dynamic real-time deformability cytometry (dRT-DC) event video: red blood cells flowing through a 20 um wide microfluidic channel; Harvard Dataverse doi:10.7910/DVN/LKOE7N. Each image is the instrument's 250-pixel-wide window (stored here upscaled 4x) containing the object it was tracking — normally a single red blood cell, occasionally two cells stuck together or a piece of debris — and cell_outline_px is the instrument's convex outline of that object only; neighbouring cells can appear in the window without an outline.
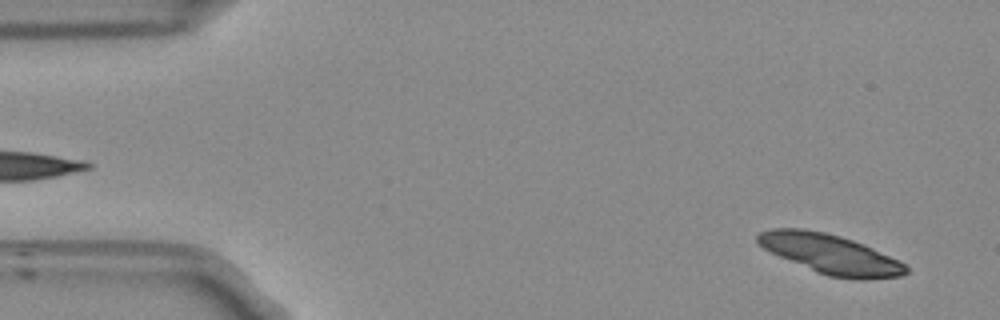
{"species": "Egyptian fruit bat (a non-hibernating species)", "species_latin": "Rousettus aegyptiacus", "temperature_condition": "room temperature", "stored_images_in_passage": 54, "segment_of_instrument_passage": [1, 2], "camera_frame_rate_fps": 3000, "um_per_image_px": 0.085, "frame": {"image": 1, "passage_image": 3, "time_ms": 0.667, "image_size_px": [1000, 320], "cell_outline_px": [[908, 272], [900, 276], [864, 280], [828, 276], [816, 272], [780, 256], [764, 248], [756, 240], [756, 236], [760, 232], [772, 228], [804, 228], [824, 232], [840, 236], [864, 244], [900, 260], [908, 268]], "centroid_in_image_um": [70.61, 21.59], "position_along_channel_um": 14.4, "area_um2": 33.99}}